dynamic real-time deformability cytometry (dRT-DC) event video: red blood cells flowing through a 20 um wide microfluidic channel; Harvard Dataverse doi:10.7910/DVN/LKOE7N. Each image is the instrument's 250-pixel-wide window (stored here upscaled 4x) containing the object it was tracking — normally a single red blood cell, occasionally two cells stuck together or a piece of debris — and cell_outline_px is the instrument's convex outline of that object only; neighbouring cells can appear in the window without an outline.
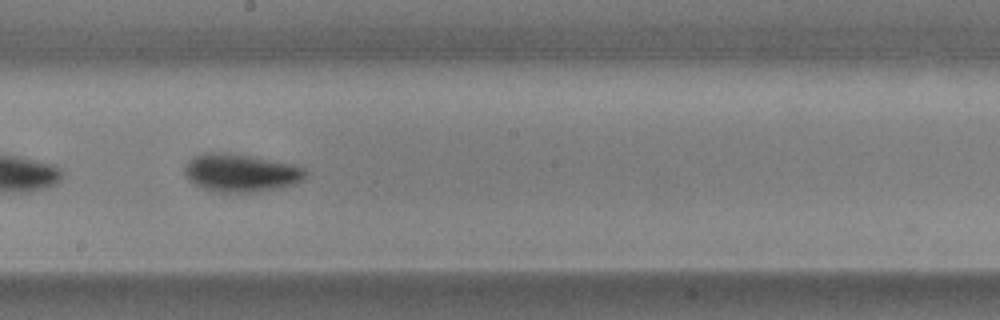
{"species": "common noctule bat (a hibernating species)", "species_latin": "Nyctalus noctula", "temperature_condition": "warm", "stored_images_in_passage": 17, "camera_frame_rate_fps": 3000, "um_per_image_px": 0.085, "animal": {"sex": "male", "body_mass_g": 17.9, "forearm_length_mm": 54.2}, "frame": {"image": 1, "passage_image": 13, "time_ms": 4.0, "image_size_px": [1000, 320], "cell_outline_px": [[308, 172], [304, 180], [296, 184], [280, 188], [252, 192], [220, 192], [204, 188], [188, 180], [184, 176], [184, 164], [192, 156], [204, 152], [228, 152], [252, 156], [292, 164], [304, 168]], "centroid_in_image_um": [20.46, 14.67], "position_along_channel_um": 227.7, "area_um2": 27.11}}